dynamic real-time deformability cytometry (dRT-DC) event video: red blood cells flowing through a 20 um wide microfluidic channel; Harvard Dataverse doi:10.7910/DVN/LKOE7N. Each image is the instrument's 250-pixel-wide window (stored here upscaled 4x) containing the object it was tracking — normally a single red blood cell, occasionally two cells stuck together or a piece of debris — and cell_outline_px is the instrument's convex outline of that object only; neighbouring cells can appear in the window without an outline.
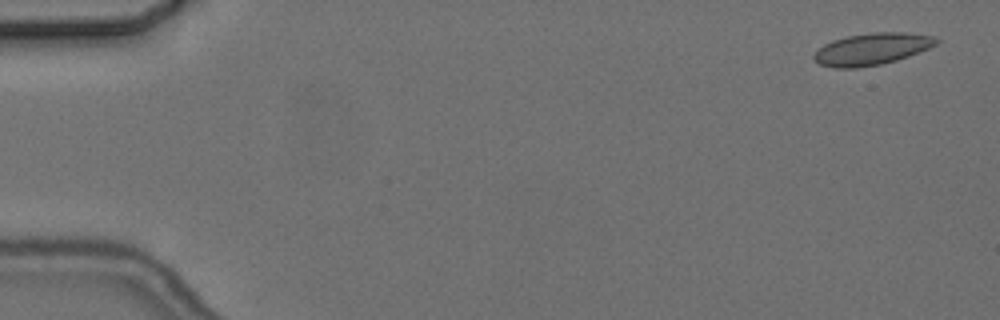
{"species": "common noctule bat (a hibernating species)", "species_latin": "Nyctalus noctula", "temperature_condition": "cold", "stored_images_in_passage": 7, "camera_frame_rate_fps": 3000, "um_per_image_px": 0.085, "animal": {"sex": "female", "body_mass_g": 24.6, "forearm_length_mm": 56.2}, "frame": {"image": 1, "passage_image": 1, "time_ms": 0.0, "image_size_px": [1000, 320], "cell_outline_px": [[940, 40], [936, 44], [928, 48], [908, 56], [896, 60], [880, 64], [856, 68], [836, 68], [820, 64], [812, 56], [824, 44], [832, 40], [848, 36], [872, 32], [908, 32], [932, 36]], "centroid_in_image_um": [74.11, 4.16], "position_along_channel_um": 10.9, "area_um2": 22.48}}
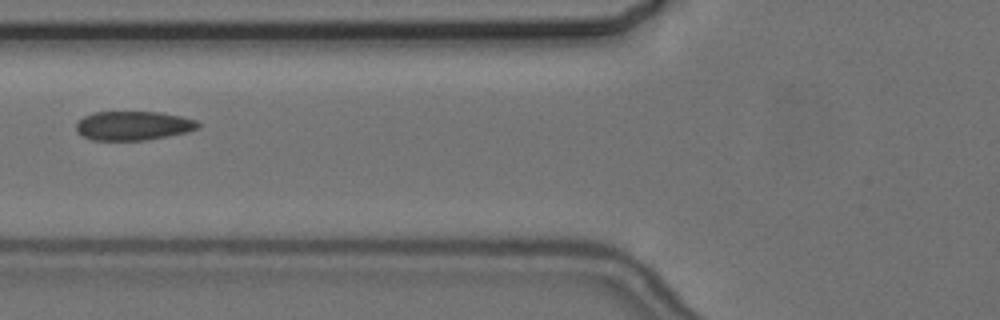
{"frame": {"image": 2, "passage_image": 6, "time_ms": 6.667, "image_size_px": [1000, 320], "cell_outline_px": [[200, 128], [188, 132], [168, 136], [144, 140], [92, 140], [76, 132], [76, 124], [84, 116], [92, 112], [160, 112], [180, 116], [196, 120], [200, 124]], "centroid_in_image_um": [11.34, 10.68], "position_along_channel_um": 114.5, "area_um2": 20.69}}
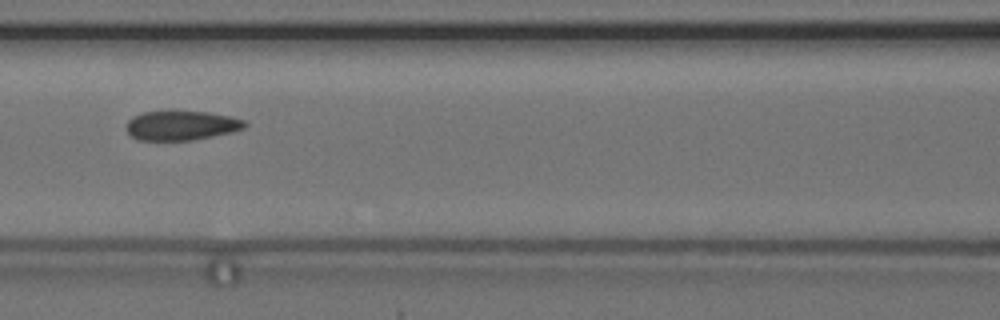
{"frame": {"image": 3, "passage_image": 7, "time_ms": 7.667, "image_size_px": [1000, 320], "cell_outline_px": [[248, 124], [244, 128], [232, 132], [192, 140], [136, 140], [128, 132], [128, 120], [132, 116], [144, 112], [208, 112], [228, 116], [244, 120]], "centroid_in_image_um": [15.42, 10.67], "position_along_channel_um": 151.2, "area_um2": 20.0}}